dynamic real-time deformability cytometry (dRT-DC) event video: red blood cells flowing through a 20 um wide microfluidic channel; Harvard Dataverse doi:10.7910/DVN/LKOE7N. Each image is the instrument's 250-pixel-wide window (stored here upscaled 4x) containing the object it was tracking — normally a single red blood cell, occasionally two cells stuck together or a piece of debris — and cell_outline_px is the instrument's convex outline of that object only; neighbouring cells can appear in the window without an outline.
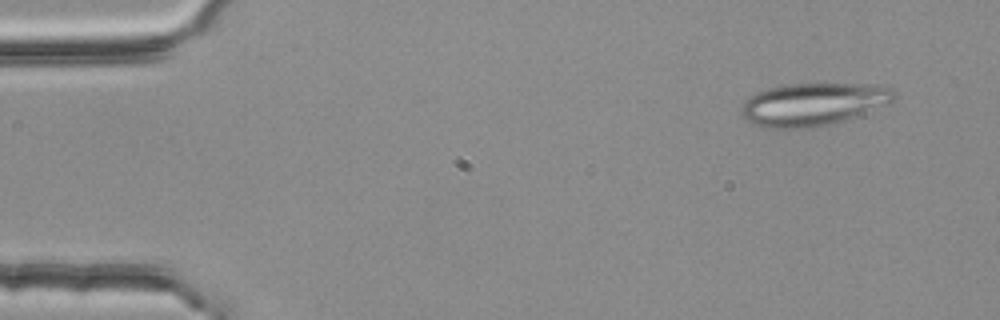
{"species": "common noctule bat (a hibernating species)", "species_latin": "Nyctalus noctula", "temperature_condition": "room temperature", "stored_images_in_passage": 4, "camera_frame_rate_fps": 3000, "um_per_image_px": 0.085, "animal": {"sex": "female", "body_mass_g": 25.1}, "frame": {"image": 1, "passage_image": 1, "time_ms": 0.0, "image_size_px": [1000, 320], "cell_outline_px": [[896, 96], [888, 104], [844, 120], [812, 128], [764, 128], [748, 120], [740, 112], [740, 108], [744, 100], [748, 96], [756, 92], [768, 88], [784, 84], [888, 84], [896, 92]], "centroid_in_image_um": [69.13, 8.84], "position_along_channel_um": 15.9, "area_um2": 38.26}}